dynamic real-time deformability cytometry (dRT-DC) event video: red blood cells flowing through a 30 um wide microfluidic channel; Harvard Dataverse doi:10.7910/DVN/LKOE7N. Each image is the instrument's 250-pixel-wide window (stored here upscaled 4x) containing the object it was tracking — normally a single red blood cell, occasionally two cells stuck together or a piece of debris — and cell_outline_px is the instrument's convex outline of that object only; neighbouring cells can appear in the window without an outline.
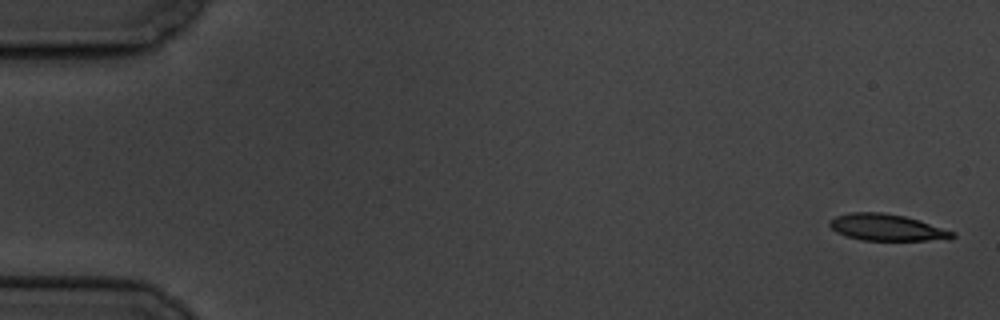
{"species": "common noctule bat (a hibernating species)", "species_latin": "Nyctalus noctula", "temperature_condition": "cold", "stored_images_in_passage": 8, "camera_frame_rate_fps": 3000, "um_per_image_px": 0.085, "animal": {"sex": "male", "body_mass_g": 19.5, "forearm_length_mm": 54.6}, "frame": {"image": 1, "passage_image": 1, "time_ms": 0.0, "image_size_px": [1000, 320], "cell_outline_px": [[956, 236], [924, 240], [860, 240], [844, 236], [836, 232], [828, 224], [828, 220], [836, 216], [852, 212], [880, 212], [904, 216], [920, 220], [956, 232]], "centroid_in_image_um": [75.3, 19.32], "position_along_channel_um": 9.7, "area_um2": 18.9}}
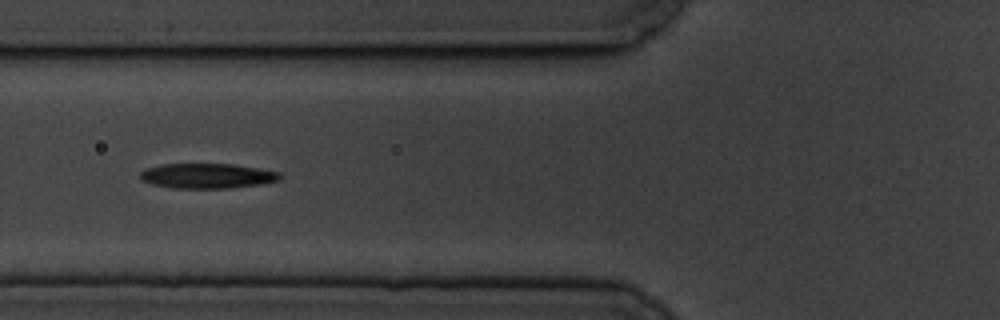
{"frame": {"image": 2, "passage_image": 7, "time_ms": 7.0, "image_size_px": [1000, 320], "cell_outline_px": [[280, 180], [256, 184], [228, 188], [172, 188], [152, 184], [140, 180], [140, 172], [144, 168], [160, 164], [232, 164], [280, 172]], "centroid_in_image_um": [17.53, 14.94], "position_along_channel_um": 108.3, "area_um2": 20.23}}
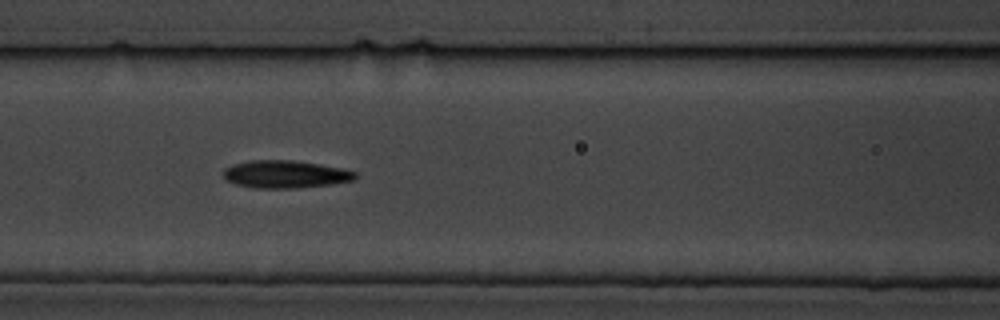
{"frame": {"image": 3, "passage_image": 8, "time_ms": 8.0, "image_size_px": [1000, 320], "cell_outline_px": [[360, 176], [356, 180], [332, 184], [296, 188], [256, 188], [236, 184], [224, 180], [224, 168], [232, 164], [252, 160], [292, 160], [344, 168], [356, 172]], "centroid_in_image_um": [24.29, 14.81], "position_along_channel_um": 142.3, "area_um2": 21.44}}